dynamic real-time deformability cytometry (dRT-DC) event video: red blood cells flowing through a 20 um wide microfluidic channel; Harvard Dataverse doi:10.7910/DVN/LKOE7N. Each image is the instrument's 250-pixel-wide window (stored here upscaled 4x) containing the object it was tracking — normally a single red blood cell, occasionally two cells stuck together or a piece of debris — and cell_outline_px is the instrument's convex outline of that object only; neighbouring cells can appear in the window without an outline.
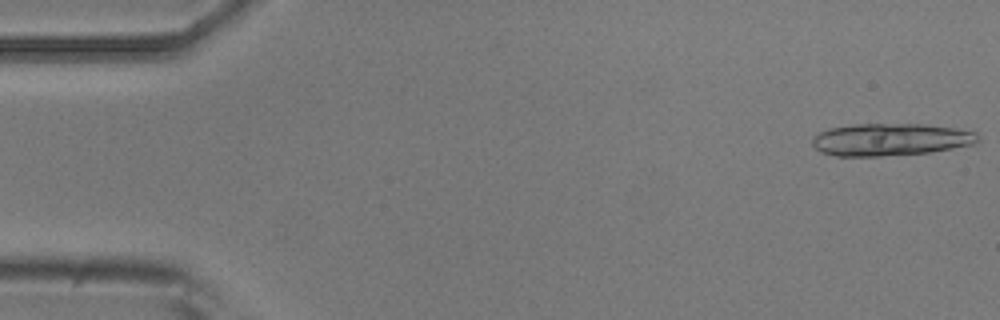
{"species": "common noctule bat (a hibernating species)", "species_latin": "Nyctalus noctula", "temperature_condition": "room temperature", "stored_images_in_passage": 14, "camera_frame_rate_fps": 3000, "um_per_image_px": 0.085, "animal": {"sex": "male", "body_mass_g": 20.5, "forearm_length_mm": 52.5}, "frame": {"image": 1, "passage_image": 1, "time_ms": 0.0, "image_size_px": [1000, 320], "cell_outline_px": [[980, 140], [972, 144], [952, 148], [928, 152], [880, 156], [836, 156], [820, 152], [812, 144], [812, 136], [828, 128], [852, 124], [924, 124], [952, 128], [976, 132]], "centroid_in_image_um": [75.63, 11.85], "position_along_channel_um": 9.4, "area_um2": 31.1}}